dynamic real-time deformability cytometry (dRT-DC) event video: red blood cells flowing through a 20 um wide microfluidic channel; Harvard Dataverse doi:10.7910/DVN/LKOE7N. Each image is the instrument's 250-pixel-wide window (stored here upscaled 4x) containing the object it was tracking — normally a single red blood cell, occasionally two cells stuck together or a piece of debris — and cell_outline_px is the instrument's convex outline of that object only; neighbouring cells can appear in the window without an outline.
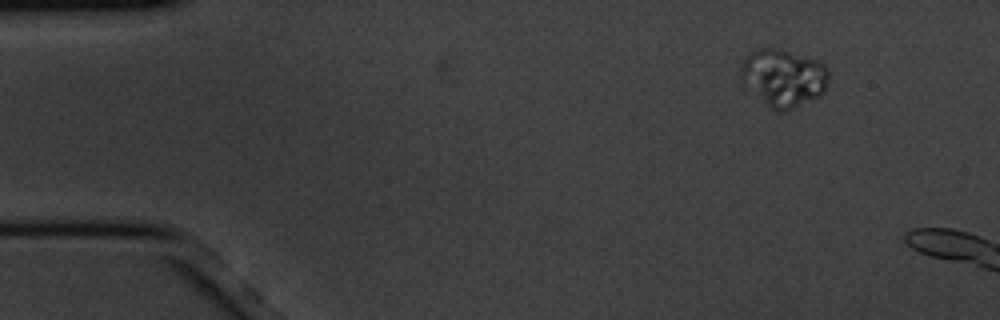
{"species": "common noctule bat (a hibernating species)", "species_latin": "Nyctalus noctula", "temperature_condition": "cold", "stored_images_in_passage": 6, "camera_frame_rate_fps": 3000, "um_per_image_px": 0.085, "animal": {"sex": "male", "body_mass_g": 20.1, "forearm_length_mm": 53.5}, "frame": {"image": 1, "passage_image": 2, "time_ms": 0.333, "image_size_px": [1000, 320], "cell_outline_px": [[828, 84], [824, 92], [820, 96], [784, 112], [776, 112], [740, 80], [740, 68], [744, 56], [748, 52], [760, 48], [780, 48], [816, 60], [824, 64], [828, 68]], "centroid_in_image_um": [66.59, 6.59], "position_along_channel_um": 18.4, "area_um2": 29.59}}